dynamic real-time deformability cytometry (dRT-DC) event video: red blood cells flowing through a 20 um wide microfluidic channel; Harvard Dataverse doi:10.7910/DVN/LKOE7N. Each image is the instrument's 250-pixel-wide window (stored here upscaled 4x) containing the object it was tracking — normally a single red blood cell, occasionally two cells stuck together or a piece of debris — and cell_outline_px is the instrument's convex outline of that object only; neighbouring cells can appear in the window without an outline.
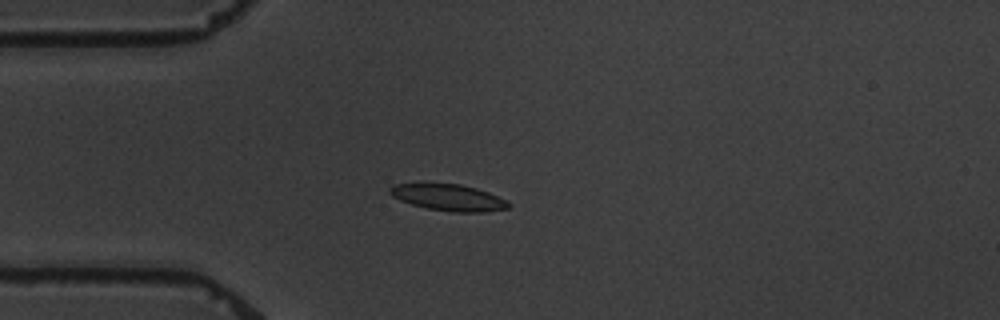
{"species": "common noctule bat (a hibernating species)", "species_latin": "Nyctalus noctula", "temperature_condition": "warm", "stored_images_in_passage": 5, "camera_frame_rate_fps": 3000, "um_per_image_px": 0.085, "animal": {"sex": "male", "body_mass_g": 19.5, "forearm_length_mm": 54.6}, "frame": {"image": 1, "passage_image": 5, "time_ms": 5.0, "image_size_px": [1000, 320], "cell_outline_px": [[512, 204], [508, 208], [484, 212], [452, 212], [428, 208], [412, 204], [400, 200], [392, 196], [388, 192], [388, 188], [392, 184], [460, 184], [476, 188], [488, 192]], "centroid_in_image_um": [38.1, 16.79], "position_along_channel_um": 46.9, "area_um2": 18.09}}